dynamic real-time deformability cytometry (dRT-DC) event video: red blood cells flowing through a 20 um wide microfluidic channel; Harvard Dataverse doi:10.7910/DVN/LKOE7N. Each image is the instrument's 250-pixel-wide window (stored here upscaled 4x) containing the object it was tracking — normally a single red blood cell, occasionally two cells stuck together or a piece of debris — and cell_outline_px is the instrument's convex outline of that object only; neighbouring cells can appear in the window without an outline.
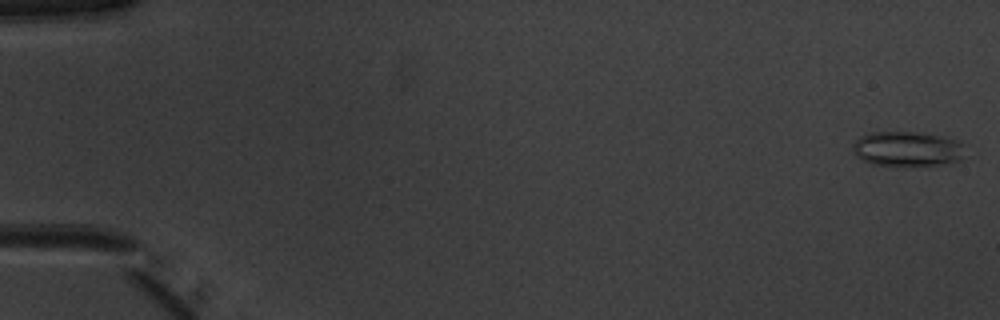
{"species": "common noctule bat (a hibernating species)", "species_latin": "Nyctalus noctula", "temperature_condition": "warm", "stored_images_in_passage": 52, "camera_frame_rate_fps": 3000, "um_per_image_px": 0.085, "animal": {"sex": "male", "body_mass_g": 20.1, "forearm_length_mm": 53.5}, "frame": {"image": 1, "passage_image": 2, "time_ms": 0.333, "image_size_px": [1000, 320], "cell_outline_px": [[968, 156], [960, 160], [936, 164], [872, 164], [856, 156], [852, 152], [852, 144], [860, 136], [872, 132], [916, 132], [956, 140], [960, 144]], "centroid_in_image_um": [77.08, 12.64], "position_along_channel_um": 7.9, "area_um2": 22.25}}
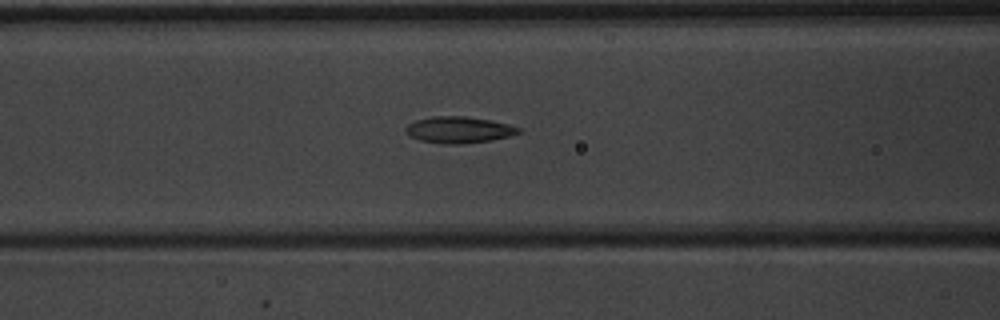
{"frame": {"image": 2, "passage_image": 23, "time_ms": 7.333, "image_size_px": [1000, 320], "cell_outline_px": [[520, 132], [512, 136], [492, 140], [460, 144], [440, 144], [420, 140], [408, 136], [404, 132], [404, 128], [408, 124], [416, 120], [432, 116], [464, 116], [492, 120], [508, 124], [520, 128]], "centroid_in_image_um": [38.97, 11.04], "position_along_channel_um": 127.6, "area_um2": 17.63}}
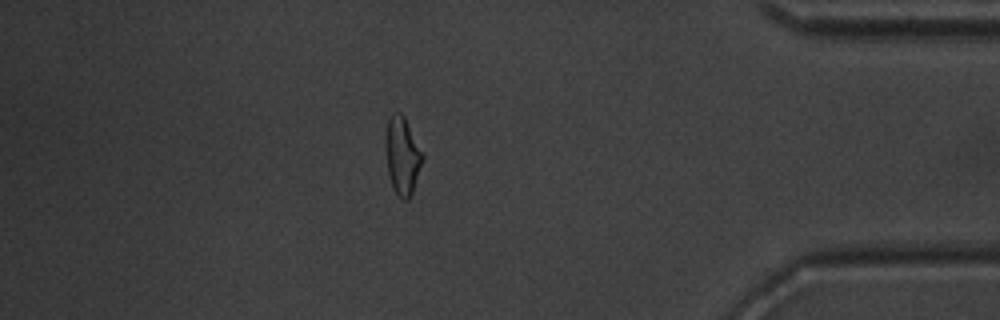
{"frame": {"image": 3, "passage_image": 46, "time_ms": 15.0, "image_size_px": [1000, 320], "cell_outline_px": [[424, 156], [412, 196], [408, 200], [404, 200], [392, 188], [388, 172], [384, 144], [384, 132], [388, 120], [392, 112], [400, 112], [404, 116]], "centroid_in_image_um": [34.17, 13.22], "position_along_channel_um": 401.0, "area_um2": 16.94}, "authors_computed_cell_mechanics": {"area_um2": 17.1377, "velocity_mm_per_s": 3.9978, "shape_relaxation_time_tau1_ms": 4.3018, "shape_relaxation_time_tau2_ms": 2.5792, "deformation_change_tau1": 0.144, "deformation_change_tau2": 0.1084}}